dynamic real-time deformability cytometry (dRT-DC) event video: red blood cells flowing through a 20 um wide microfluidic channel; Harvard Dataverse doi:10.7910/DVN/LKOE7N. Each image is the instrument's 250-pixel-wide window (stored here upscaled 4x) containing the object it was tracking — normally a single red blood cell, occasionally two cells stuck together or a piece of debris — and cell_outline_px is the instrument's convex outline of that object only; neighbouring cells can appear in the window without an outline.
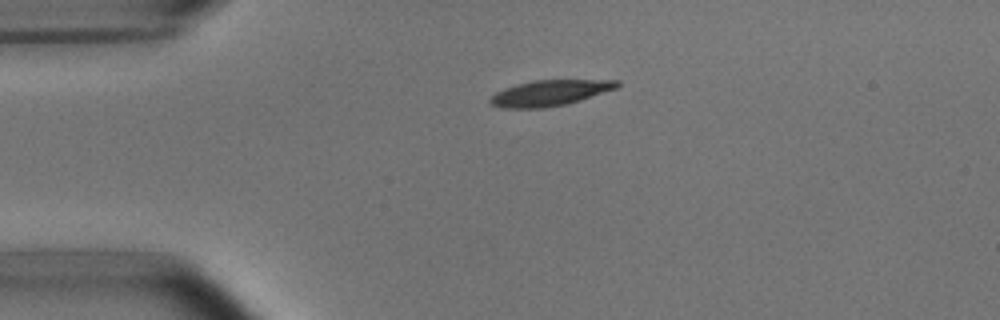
{"species": "common noctule bat (a hibernating species)", "species_latin": "Nyctalus noctula", "temperature_condition": "room temperature", "stored_images_in_passage": 2, "camera_frame_rate_fps": 3000, "um_per_image_px": 0.085, "animal": {"sex": "male", "body_mass_g": 15.6}, "frame": {"image": 1, "passage_image": 2, "time_ms": 1.333, "image_size_px": [1000, 320], "cell_outline_px": [[620, 84], [616, 88], [580, 100], [564, 104], [544, 108], [504, 108], [492, 104], [488, 100], [496, 92], [504, 88], [516, 84], [532, 80], [620, 80]], "centroid_in_image_um": [46.71, 7.89], "position_along_channel_um": 38.3, "area_um2": 18.84}}